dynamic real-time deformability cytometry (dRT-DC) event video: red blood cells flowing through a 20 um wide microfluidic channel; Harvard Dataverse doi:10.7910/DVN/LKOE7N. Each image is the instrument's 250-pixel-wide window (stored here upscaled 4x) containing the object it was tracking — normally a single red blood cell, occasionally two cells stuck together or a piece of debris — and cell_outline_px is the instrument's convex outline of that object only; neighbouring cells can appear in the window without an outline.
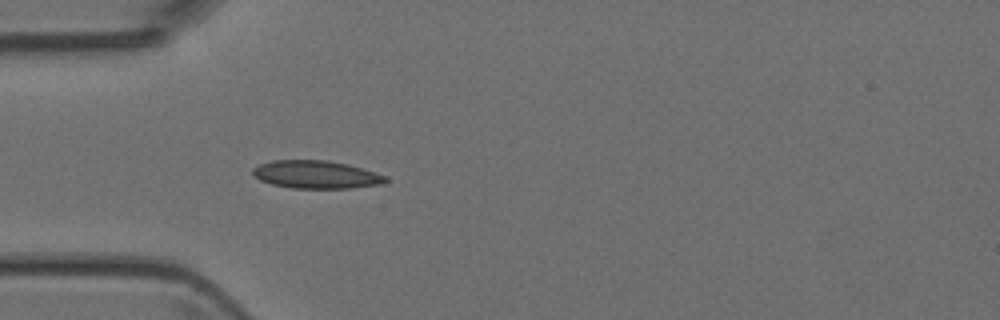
{"species": "Egyptian fruit bat (a non-hibernating species)", "species_latin": "Rousettus aegyptiacus", "temperature_condition": "room temperature", "stored_images_in_passage": 5, "camera_frame_rate_fps": 3000, "um_per_image_px": 0.085, "animal": {"sex": "female"}, "frame": {"image": 1, "passage_image": 5, "time_ms": 4.667, "image_size_px": [1000, 320], "cell_outline_px": [[388, 180], [384, 184], [352, 188], [292, 188], [272, 184], [260, 180], [252, 172], [252, 168], [260, 164], [272, 160], [328, 160], [348, 164], [376, 172], [388, 176]], "centroid_in_image_um": [26.92, 14.83], "position_along_channel_um": 58.1, "area_um2": 21.73}}